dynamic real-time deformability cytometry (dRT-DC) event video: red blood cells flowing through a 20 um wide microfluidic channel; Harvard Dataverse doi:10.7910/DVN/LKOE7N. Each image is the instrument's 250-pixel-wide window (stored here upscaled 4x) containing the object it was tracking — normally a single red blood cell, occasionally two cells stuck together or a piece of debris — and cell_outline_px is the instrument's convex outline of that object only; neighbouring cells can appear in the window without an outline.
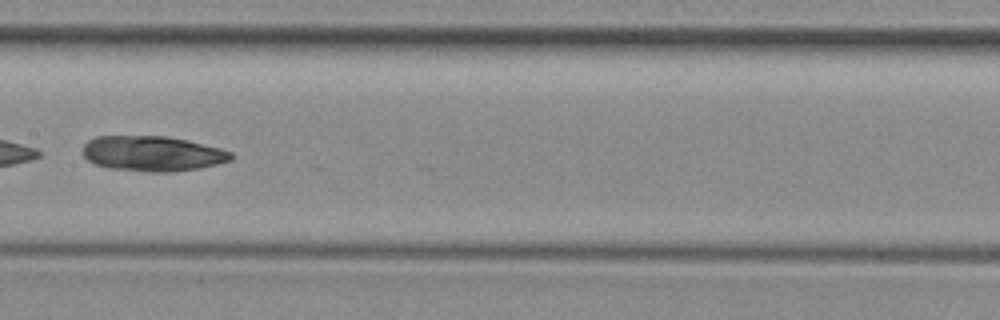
{"species": "common noctule bat (a hibernating species)", "species_latin": "Nyctalus noctula", "temperature_condition": "room temperature", "stored_images_in_passage": 32, "camera_frame_rate_fps": 3000, "um_per_image_px": 0.085, "animal": {"sex": "female", "body_mass_g": 29.2, "forearm_length_mm": 56.3}, "frame": {"image": 1, "passage_image": 26, "time_ms": 8.333, "image_size_px": [1000, 320], "cell_outline_px": [[236, 156], [232, 160], [200, 168], [172, 172], [148, 172], [108, 168], [96, 164], [88, 160], [84, 156], [84, 144], [88, 140], [96, 136], [164, 136], [188, 140], [220, 148], [232, 152]], "centroid_in_image_um": [12.99, 13.06], "position_along_channel_um": 194.4, "area_um2": 30.58}}
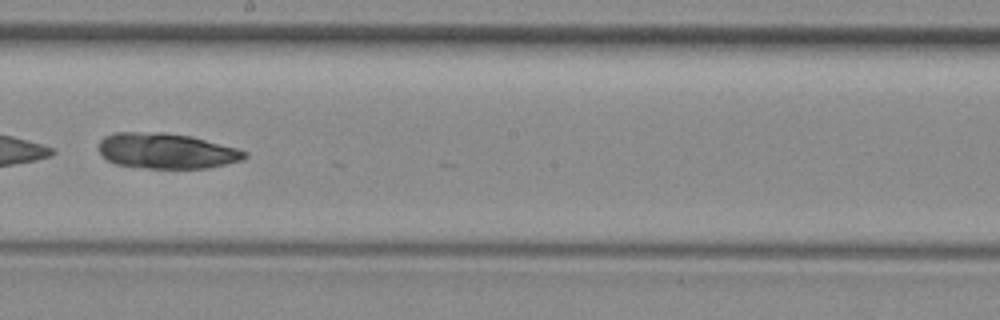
{"frame": {"image": 2, "passage_image": 29, "time_ms": 9.333, "image_size_px": [1000, 320], "cell_outline_px": [[248, 156], [244, 160], [208, 168], [148, 168], [116, 164], [100, 156], [96, 148], [100, 140], [104, 136], [112, 132], [164, 132], [192, 136], [236, 148], [248, 152]], "centroid_in_image_um": [14.11, 12.82], "position_along_channel_um": 234.1, "area_um2": 30.58}}